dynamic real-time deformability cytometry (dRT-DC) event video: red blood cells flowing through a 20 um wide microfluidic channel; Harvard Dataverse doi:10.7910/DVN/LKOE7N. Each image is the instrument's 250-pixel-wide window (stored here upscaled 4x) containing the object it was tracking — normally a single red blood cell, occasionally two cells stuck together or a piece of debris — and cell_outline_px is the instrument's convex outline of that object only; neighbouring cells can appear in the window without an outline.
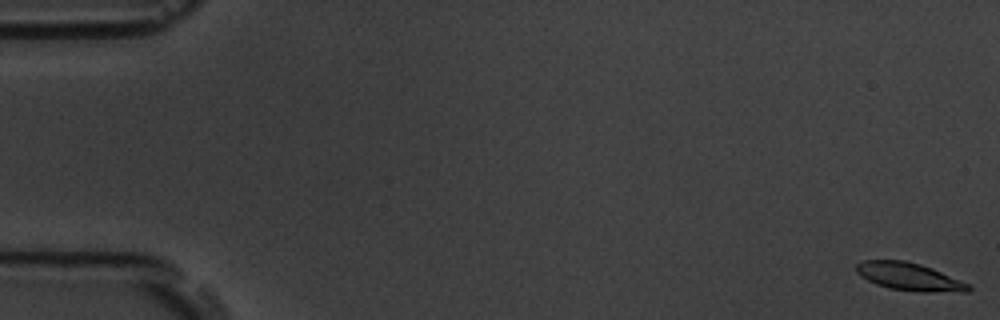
{"species": "common noctule bat (a hibernating species)", "species_latin": "Nyctalus noctula", "temperature_condition": "room temperature", "stored_images_in_passage": 58, "camera_frame_rate_fps": 3000, "um_per_image_px": 0.085, "animal": {"sex": "male", "body_mass_g": 19.5, "forearm_length_mm": 54.6}, "frame": {"image": 1, "passage_image": 1, "time_ms": 0.0, "image_size_px": [1000, 320], "cell_outline_px": [[972, 288], [968, 292], [920, 292], [888, 288], [876, 284], [860, 276], [856, 272], [856, 264], [864, 260], [904, 260], [920, 264], [932, 268], [960, 280], [968, 284]], "centroid_in_image_um": [77.28, 23.52], "position_along_channel_um": 7.7, "area_um2": 18.15}}
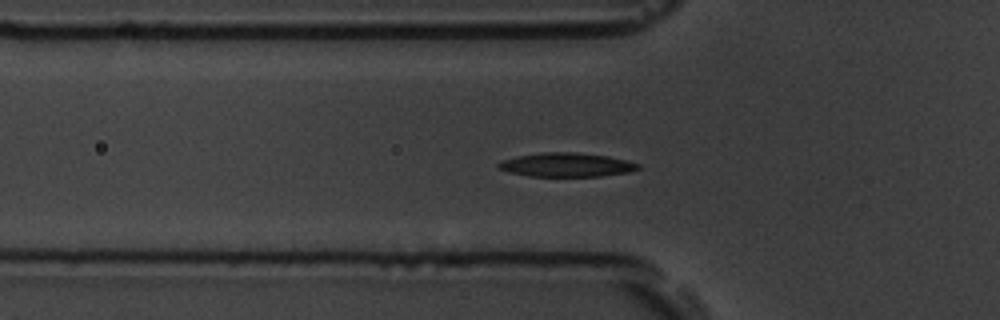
{"frame": {"image": 2, "passage_image": 20, "time_ms": 6.333, "image_size_px": [1000, 320], "cell_outline_px": [[640, 168], [628, 172], [600, 176], [528, 176], [508, 172], [500, 168], [496, 164], [500, 160], [516, 156], [540, 152], [576, 152], [608, 156], [628, 160], [640, 164]], "centroid_in_image_um": [48.13, 14.0], "position_along_channel_um": 77.7, "area_um2": 19.59}}
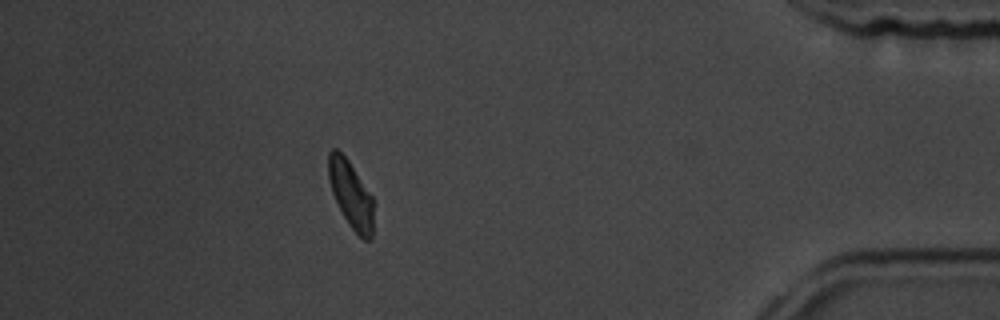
{"frame": {"image": 3, "passage_image": 52, "time_ms": 17.0, "image_size_px": [1000, 320], "cell_outline_px": [[372, 240], [364, 240], [348, 224], [332, 192], [328, 176], [328, 152], [332, 148], [336, 148], [348, 160], [372, 196]], "centroid_in_image_um": [29.81, 16.51], "position_along_channel_um": 405.4, "area_um2": 17.22}, "authors_computed_cell_mechanics": {"area_um2": 18.4382, "velocity_mm_per_s": 3.5192, "shape_relaxation_time_tau1_ms": 3.1352, "shape_relaxation_time_tau2_ms": 5.0334, "deformation_change_tau1": 0.1216, "deformation_change_tau2": 0.0957}}